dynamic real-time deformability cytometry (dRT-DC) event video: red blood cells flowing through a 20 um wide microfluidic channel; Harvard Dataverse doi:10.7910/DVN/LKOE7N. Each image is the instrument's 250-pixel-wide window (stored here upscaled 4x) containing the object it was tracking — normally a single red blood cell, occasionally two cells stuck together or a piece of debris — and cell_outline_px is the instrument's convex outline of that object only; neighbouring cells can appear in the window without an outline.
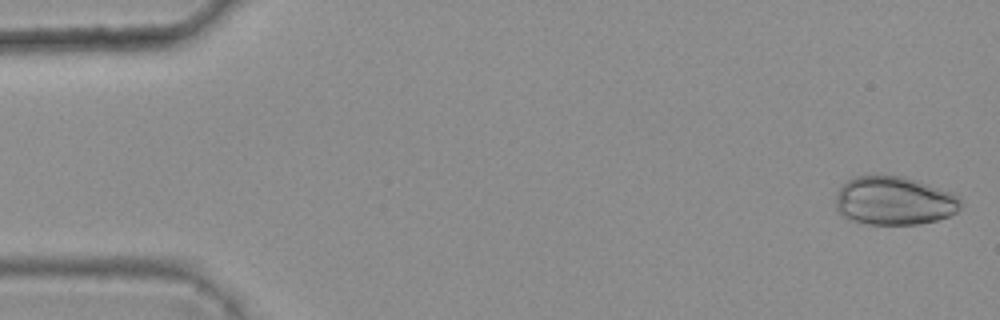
{"species": "common noctule bat (a hibernating species)", "species_latin": "Nyctalus noctula", "temperature_condition": "warm", "stored_images_in_passage": 45, "camera_frame_rate_fps": 3000, "um_per_image_px": 0.085, "animal": {"sex": "female", "body_mass_g": 25.1}, "frame": {"image": 1, "passage_image": 2, "time_ms": 0.333, "image_size_px": [1000, 320], "cell_outline_px": [[964, 204], [956, 212], [948, 216], [936, 220], [920, 224], [868, 224], [852, 220], [844, 216], [836, 208], [836, 196], [840, 188], [848, 180], [856, 176], [872, 172], [904, 176], [952, 192]], "centroid_in_image_um": [76.0, 17.03], "position_along_channel_um": 9.0, "area_um2": 35.84}}
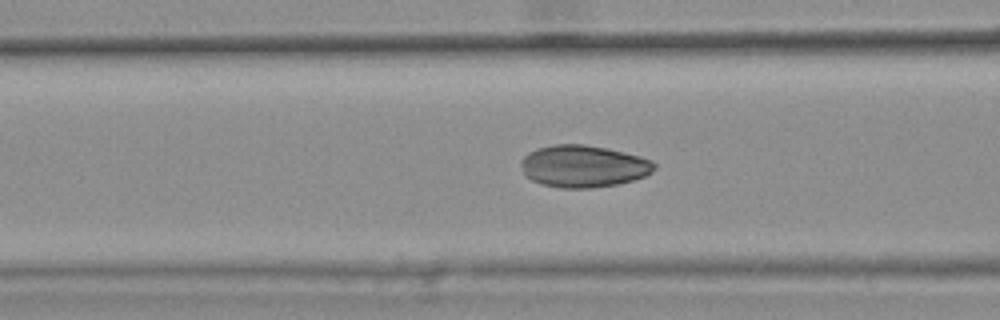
{"frame": {"image": 2, "passage_image": 21, "time_ms": 6.667, "image_size_px": [1000, 320], "cell_outline_px": [[656, 168], [652, 172], [644, 176], [632, 180], [616, 184], [588, 188], [560, 188], [540, 184], [524, 176], [520, 164], [520, 160], [528, 152], [536, 148], [556, 144], [584, 144], [624, 152], [640, 156], [652, 160], [656, 164]], "centroid_in_image_um": [49.55, 14.13], "position_along_channel_um": 117.0, "area_um2": 32.83}}
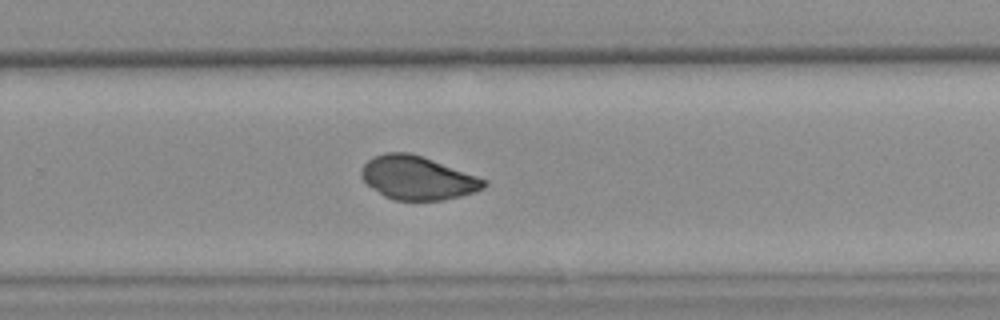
{"frame": {"image": 3, "passage_image": 35, "time_ms": 11.333, "image_size_px": [1000, 320], "cell_outline_px": [[488, 184], [484, 188], [460, 196], [440, 200], [392, 200], [384, 196], [368, 184], [364, 180], [360, 172], [364, 164], [368, 160], [384, 152], [408, 152], [432, 160], [488, 180]], "centroid_in_image_um": [35.49, 15.12], "position_along_channel_um": 294.3, "area_um2": 30.63}}